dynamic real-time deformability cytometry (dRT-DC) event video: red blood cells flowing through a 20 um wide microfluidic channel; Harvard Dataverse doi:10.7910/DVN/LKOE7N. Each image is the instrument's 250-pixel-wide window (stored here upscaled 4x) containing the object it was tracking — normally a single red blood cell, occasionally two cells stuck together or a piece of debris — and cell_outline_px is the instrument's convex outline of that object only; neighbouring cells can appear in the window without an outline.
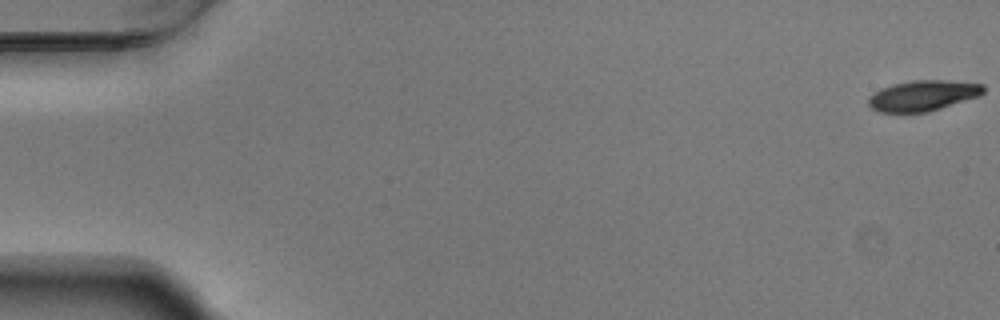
{"species": "Egyptian fruit bat (a non-hibernating species)", "species_latin": "Rousettus aegyptiacus", "temperature_condition": "warm", "stored_images_in_passage": 9, "camera_frame_rate_fps": 3000, "um_per_image_px": 0.085, "animal": {"sex": "male"}, "frame": {"image": 1, "passage_image": 1, "time_ms": 0.0, "image_size_px": [1000, 320], "cell_outline_px": [[984, 92], [980, 96], [928, 112], [880, 112], [872, 108], [868, 104], [868, 96], [880, 88], [892, 84], [912, 80], [948, 80], [984, 84]], "centroid_in_image_um": [78.45, 8.12], "position_along_channel_um": 6.6, "area_um2": 20.63}}